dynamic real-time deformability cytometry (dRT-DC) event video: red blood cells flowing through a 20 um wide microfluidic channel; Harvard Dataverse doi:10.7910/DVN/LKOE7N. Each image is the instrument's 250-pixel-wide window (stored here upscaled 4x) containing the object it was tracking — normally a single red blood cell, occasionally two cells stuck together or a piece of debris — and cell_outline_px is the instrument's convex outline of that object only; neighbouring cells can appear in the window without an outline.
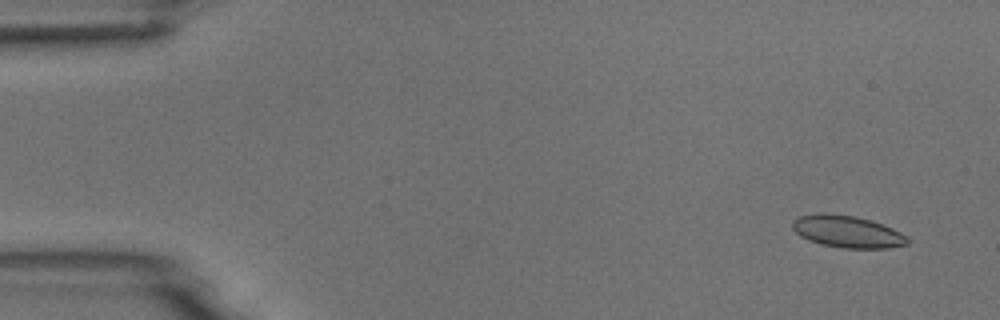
{"species": "common noctule bat (a hibernating species)", "species_latin": "Nyctalus noctula", "temperature_condition": "room temperature", "stored_images_in_passage": 6, "camera_frame_rate_fps": 3000, "um_per_image_px": 0.085, "animal": {"sex": "male", "body_mass_g": 18.8}, "frame": {"image": 1, "passage_image": 1, "time_ms": 0.0, "image_size_px": [1000, 320], "cell_outline_px": [[908, 244], [888, 248], [840, 248], [820, 244], [808, 240], [800, 236], [792, 228], [792, 220], [800, 216], [820, 212], [828, 212], [856, 216], [872, 220], [892, 228], [908, 236]], "centroid_in_image_um": [72.0, 19.67], "position_along_channel_um": 13.0, "area_um2": 21.79}}
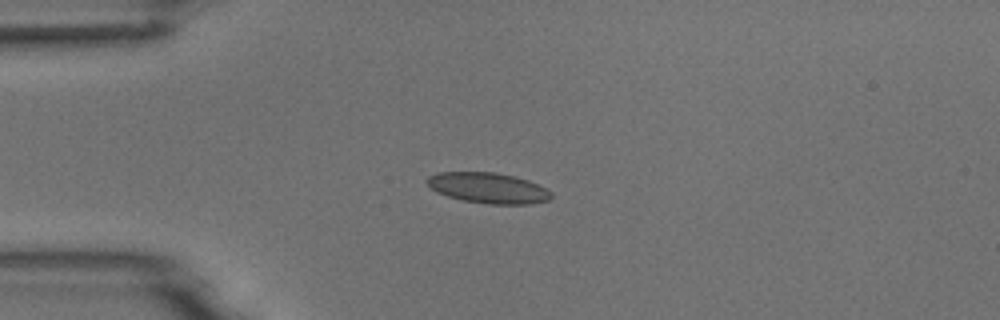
{"frame": {"image": 2, "passage_image": 4, "time_ms": 3.333, "image_size_px": [1000, 320], "cell_outline_px": [[552, 196], [548, 200], [532, 204], [488, 204], [464, 200], [448, 196], [436, 192], [424, 180], [428, 176], [440, 172], [496, 172], [516, 176], [528, 180], [552, 192]], "centroid_in_image_um": [41.49, 15.97], "position_along_channel_um": 43.5, "area_um2": 22.14}}